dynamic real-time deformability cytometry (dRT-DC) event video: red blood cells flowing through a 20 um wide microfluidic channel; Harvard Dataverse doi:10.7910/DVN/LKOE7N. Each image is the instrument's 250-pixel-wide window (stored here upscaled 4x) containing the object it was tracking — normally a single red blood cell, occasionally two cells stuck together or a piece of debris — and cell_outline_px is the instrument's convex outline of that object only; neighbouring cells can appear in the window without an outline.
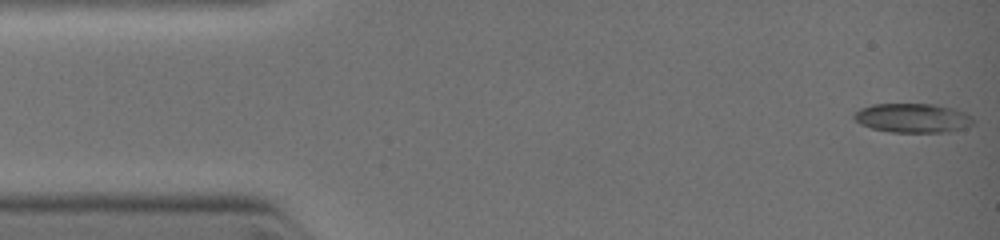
{"species": "common noctule bat (a hibernating species)", "species_latin": "Nyctalus noctula", "temperature_condition": "warm", "stored_images_in_passage": 17, "camera_frame_rate_fps": 3000, "um_per_image_px": 0.085, "animal": {"sex": "female", "body_mass_g": 19.0, "forearm_length_mm": 51.5}, "frame": {"image": 1, "passage_image": 1, "time_ms": 0.0, "image_size_px": [1000, 240], "cell_outline_px": [[972, 124], [964, 128], [948, 132], [892, 132], [872, 128], [860, 124], [852, 116], [860, 108], [872, 104], [932, 104], [952, 108], [964, 112], [972, 116]], "centroid_in_image_um": [77.57, 10.03], "position_along_channel_um": 7.4, "area_um2": 20.17}}
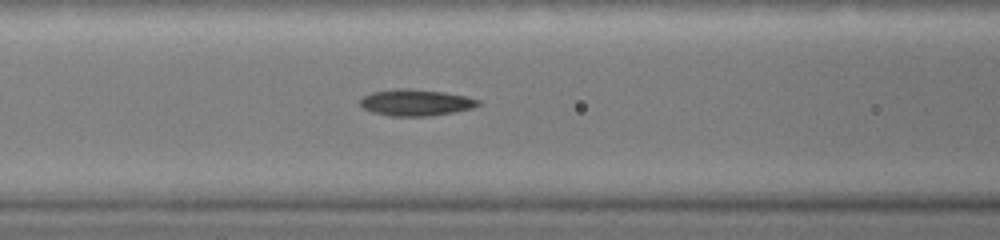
{"frame": {"image": 2, "passage_image": 11, "time_ms": 4.333, "image_size_px": [1000, 240], "cell_outline_px": [[480, 104], [472, 108], [432, 116], [392, 116], [372, 112], [364, 108], [360, 104], [360, 100], [364, 96], [372, 92], [396, 88], [408, 88], [440, 92], [464, 96], [480, 100]], "centroid_in_image_um": [35.32, 8.72], "position_along_channel_um": 131.3, "area_um2": 17.98}}
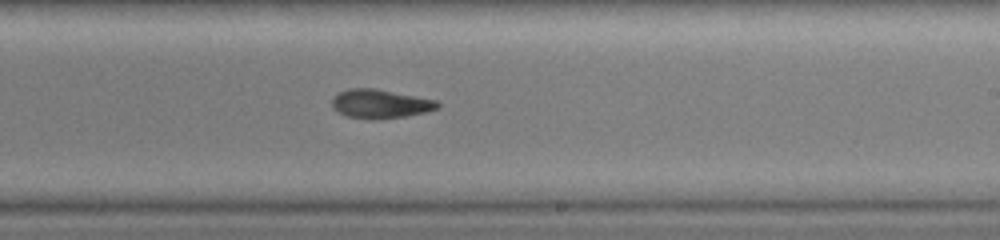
{"frame": {"image": 3, "passage_image": 17, "time_ms": 6.667, "image_size_px": [1000, 240], "cell_outline_px": [[440, 108], [428, 112], [404, 116], [372, 120], [348, 116], [336, 112], [332, 108], [332, 100], [340, 92], [348, 88], [372, 88], [436, 100], [440, 104]], "centroid_in_image_um": [32.32, 8.84], "position_along_channel_um": 256.7, "area_um2": 17.69}}